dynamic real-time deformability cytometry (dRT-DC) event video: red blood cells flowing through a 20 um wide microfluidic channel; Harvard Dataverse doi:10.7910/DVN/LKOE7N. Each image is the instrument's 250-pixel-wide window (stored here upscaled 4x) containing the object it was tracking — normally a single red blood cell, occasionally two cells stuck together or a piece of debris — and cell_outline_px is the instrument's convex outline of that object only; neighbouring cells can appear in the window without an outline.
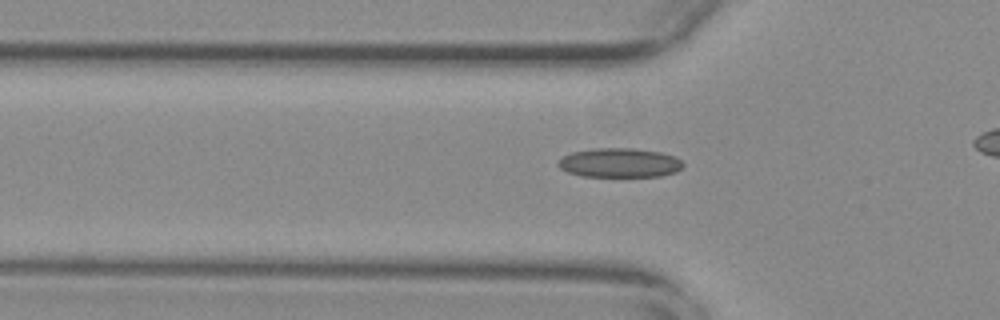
{"species": "common noctule bat (a hibernating species)", "species_latin": "Nyctalus noctula", "temperature_condition": "warm", "stored_images_in_passage": 45, "camera_frame_rate_fps": 3000, "um_per_image_px": 0.085, "animal": {"sex": "female", "body_mass_g": 29.2, "forearm_length_mm": 56.3}, "frame": {"image": 1, "passage_image": 19, "time_ms": 6.0, "image_size_px": [1000, 320], "cell_outline_px": [[684, 164], [676, 172], [660, 176], [580, 176], [568, 172], [560, 168], [556, 164], [564, 156], [572, 152], [592, 148], [632, 148], [660, 152], [676, 156]], "centroid_in_image_um": [52.66, 13.83], "position_along_channel_um": 73.1, "area_um2": 21.27}}
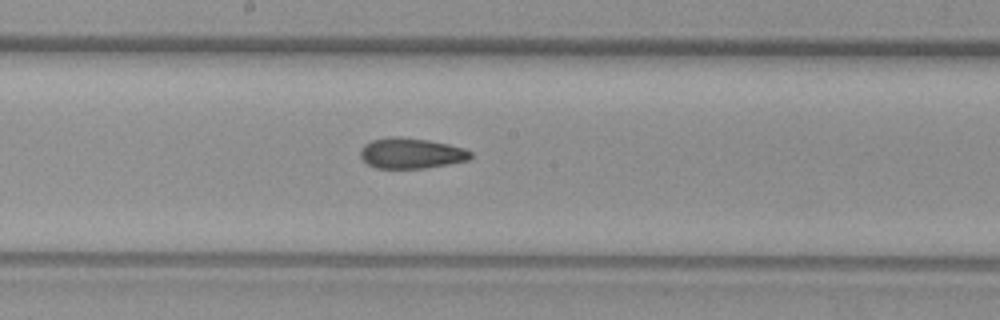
{"frame": {"image": 2, "passage_image": 30, "time_ms": 9.667, "image_size_px": [1000, 320], "cell_outline_px": [[472, 156], [468, 160], [448, 164], [424, 168], [376, 168], [368, 164], [360, 156], [360, 148], [364, 144], [372, 140], [392, 136], [396, 136], [428, 140], [448, 144], [464, 148], [472, 152]], "centroid_in_image_um": [34.93, 13.02], "position_along_channel_um": 213.3, "area_um2": 19.59}}
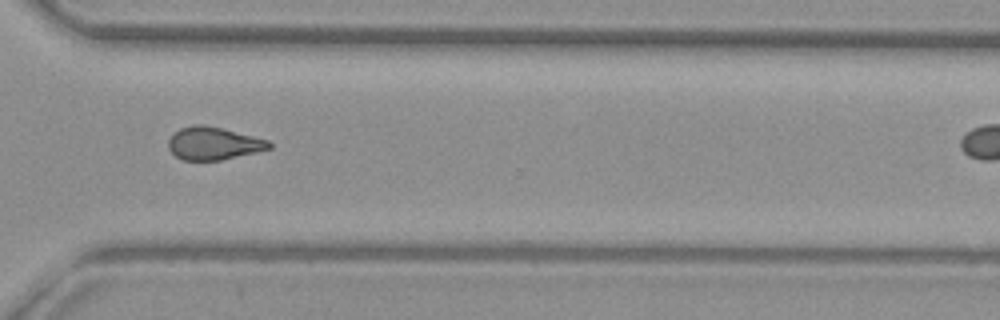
{"frame": {"image": 3, "passage_image": 41, "time_ms": 13.333, "image_size_px": [1000, 320], "cell_outline_px": [[272, 148], [256, 152], [220, 160], [184, 160], [176, 156], [168, 148], [168, 140], [180, 128], [196, 124], [204, 124], [268, 140], [272, 144]], "centroid_in_image_um": [18.14, 12.19], "position_along_channel_um": 352.5, "area_um2": 18.96}}